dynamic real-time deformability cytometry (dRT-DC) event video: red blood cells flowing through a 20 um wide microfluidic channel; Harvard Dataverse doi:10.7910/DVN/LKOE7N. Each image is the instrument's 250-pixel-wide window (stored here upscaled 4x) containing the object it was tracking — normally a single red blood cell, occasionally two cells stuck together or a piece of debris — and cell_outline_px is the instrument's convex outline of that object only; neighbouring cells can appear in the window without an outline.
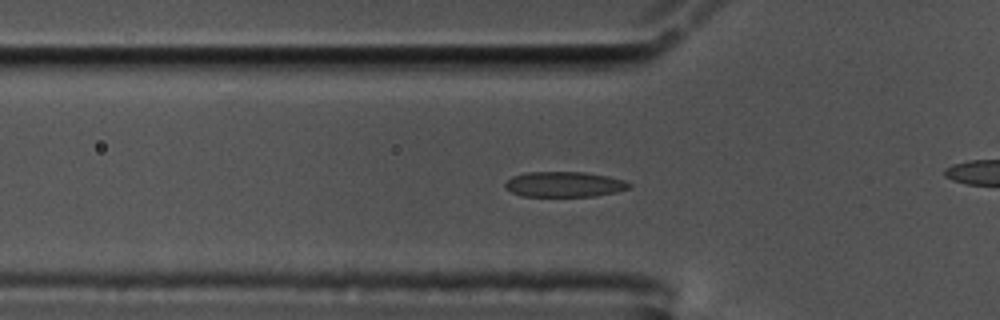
{"species": "common noctule bat (a hibernating species)", "species_latin": "Nyctalus noctula", "temperature_condition": "cold", "stored_images_in_passage": 41, "camera_frame_rate_fps": 3000, "um_per_image_px": 0.085, "animal": {"sex": "male", "body_mass_g": 17.5, "forearm_length_mm": 52.3}, "frame": {"image": 1, "passage_image": 2, "time_ms": 0.333, "image_size_px": [1000, 320], "cell_outline_px": [[632, 188], [616, 192], [596, 196], [524, 196], [512, 192], [504, 188], [504, 184], [512, 176], [528, 172], [584, 172], [608, 176], [624, 180], [632, 184]], "centroid_in_image_um": [48.0, 15.67], "position_along_channel_um": 77.8, "area_um2": 18.38}}
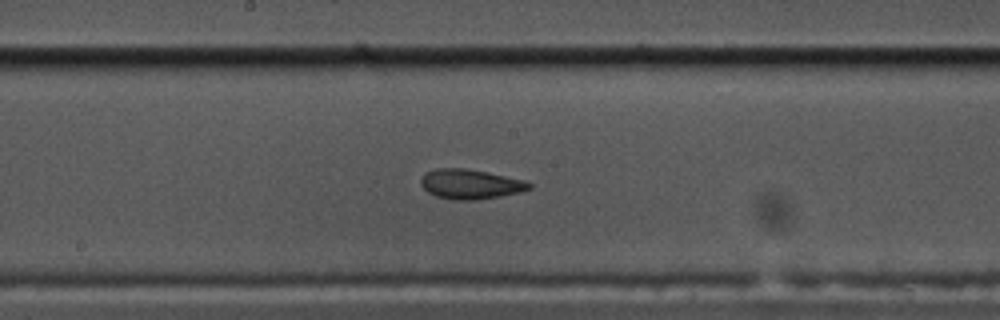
{"frame": {"image": 2, "passage_image": 13, "time_ms": 4.0, "image_size_px": [1000, 320], "cell_outline_px": [[532, 188], [520, 192], [500, 196], [476, 200], [452, 200], [436, 196], [428, 192], [420, 184], [420, 180], [424, 172], [436, 168], [464, 168], [488, 172], [524, 180], [532, 184]], "centroid_in_image_um": [39.96, 15.65], "position_along_channel_um": 208.2, "area_um2": 18.9}}
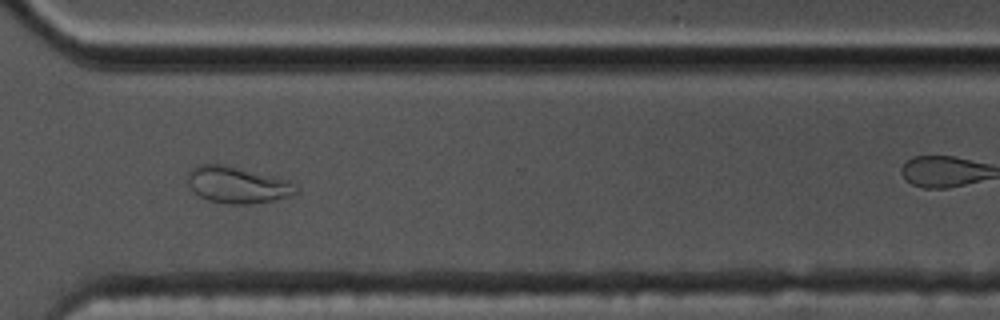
{"frame": {"image": 3, "passage_image": 25, "time_ms": 8.0, "image_size_px": [1000, 320], "cell_outline_px": [[300, 192], [292, 196], [272, 200], [248, 204], [228, 204], [208, 200], [200, 196], [188, 184], [188, 172], [192, 168], [200, 164], [228, 164], [276, 176], [288, 180]], "centroid_in_image_um": [20.2, 15.69], "position_along_channel_um": 350.4, "area_um2": 23.24}, "authors_computed_cell_mechanics": {"area_um2": 18.9006, "velocity_mm_per_s": 3.5537, "shape_relaxation_time_tau1_ms": null, "shape_relaxation_time_tau2_ms": 1.9109, "deformation_change_tau1": null, "deformation_change_tau2": 0.0646}}